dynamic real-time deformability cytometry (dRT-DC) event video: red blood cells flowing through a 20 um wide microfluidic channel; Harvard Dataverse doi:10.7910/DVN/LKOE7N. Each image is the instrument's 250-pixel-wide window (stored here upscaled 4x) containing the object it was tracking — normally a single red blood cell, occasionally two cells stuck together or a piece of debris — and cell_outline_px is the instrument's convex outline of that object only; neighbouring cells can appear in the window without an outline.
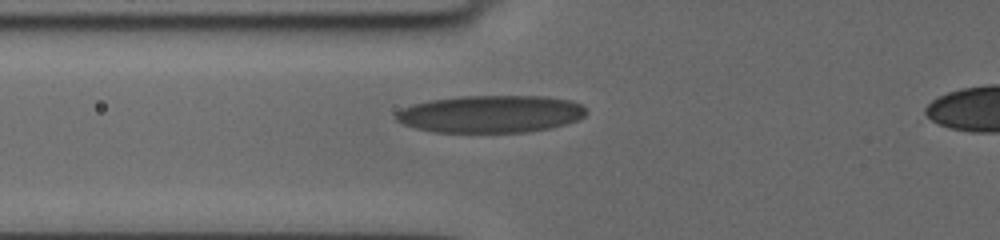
{"species": "human", "species_latin": "Homo sapiens", "temperature_condition": "cold", "stored_images_in_passage": 48, "camera_frame_rate_fps": 3000, "um_per_image_px": 0.085, "donor": {"sex": "female"}, "frame": {"image": 1, "passage_image": 16, "time_ms": 5.0, "image_size_px": [1000, 240], "cell_outline_px": [[588, 112], [584, 116], [576, 120], [564, 124], [548, 128], [528, 132], [432, 132], [416, 128], [404, 124], [396, 120], [396, 112], [412, 104], [432, 100], [460, 96], [544, 96], [572, 100], [580, 104]], "centroid_in_image_um": [41.71, 9.68], "position_along_channel_um": 84.1, "area_um2": 41.33}}
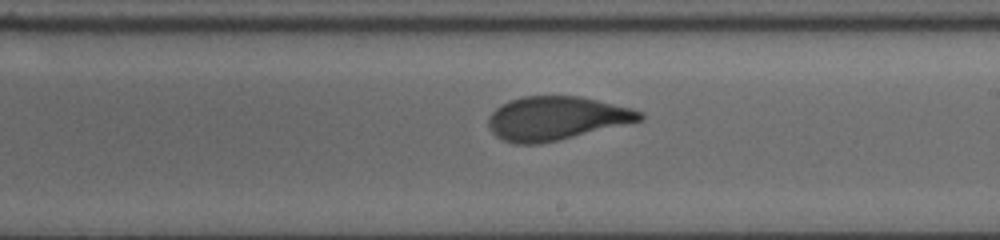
{"frame": {"image": 2, "passage_image": 29, "time_ms": 9.333, "image_size_px": [1000, 240], "cell_outline_px": [[644, 116], [640, 120], [556, 140], [536, 144], [516, 144], [504, 140], [496, 136], [492, 132], [488, 124], [488, 116], [496, 108], [508, 100], [524, 96], [580, 96], [632, 108], [640, 112]], "centroid_in_image_um": [47.21, 10.04], "position_along_channel_um": 241.8, "area_um2": 37.86}}
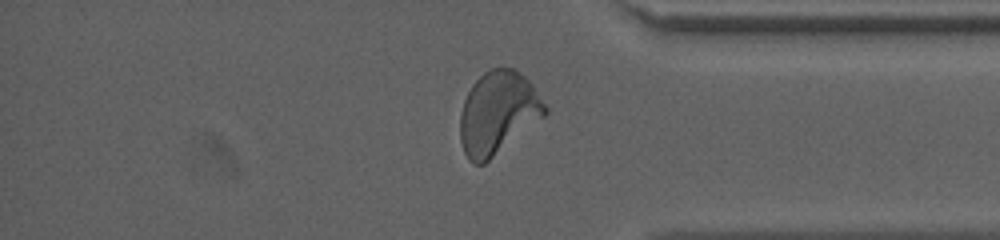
{"frame": {"image": 3, "passage_image": 42, "time_ms": 13.667, "image_size_px": [1000, 240], "cell_outline_px": [[548, 112], [544, 116], [484, 164], [472, 164], [468, 160], [464, 152], [460, 140], [460, 116], [464, 100], [472, 84], [484, 72], [492, 68], [512, 68], [524, 76], [532, 84], [548, 108]], "centroid_in_image_um": [42.31, 9.6], "position_along_channel_um": 392.9, "area_um2": 40.58}}